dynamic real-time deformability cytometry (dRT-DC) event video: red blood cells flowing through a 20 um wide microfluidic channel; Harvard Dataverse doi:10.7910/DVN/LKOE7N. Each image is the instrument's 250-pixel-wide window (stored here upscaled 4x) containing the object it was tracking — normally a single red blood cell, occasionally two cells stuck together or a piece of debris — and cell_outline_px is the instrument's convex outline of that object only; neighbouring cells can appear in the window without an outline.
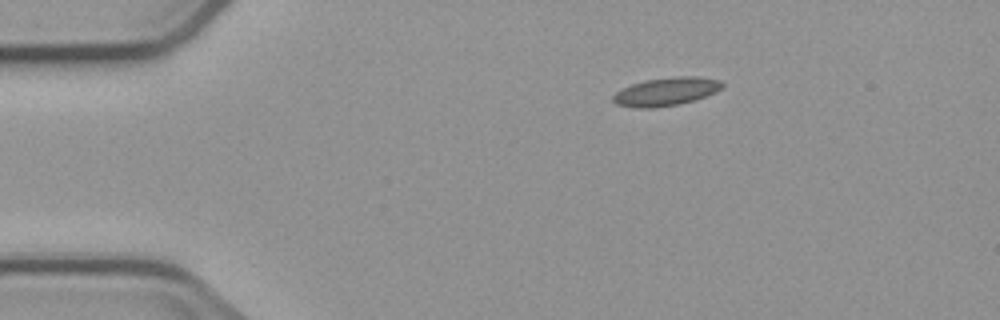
{"species": "common noctule bat (a hibernating species)", "species_latin": "Nyctalus noctula", "temperature_condition": "cold", "stored_images_in_passage": 3, "segment_of_instrument_passage": [1, 2], "camera_frame_rate_fps": 3000, "um_per_image_px": 0.085, "animal": {"sex": "male", "body_mass_g": 23.1, "forearm_length_mm": 52.7}, "frame": {"image": 1, "passage_image": 1, "time_ms": 0.0, "image_size_px": [1000, 320], "cell_outline_px": [[724, 88], [716, 92], [680, 104], [652, 108], [632, 108], [616, 104], [612, 100], [612, 96], [616, 92], [632, 84], [644, 80], [676, 76], [700, 76], [720, 80], [724, 84]], "centroid_in_image_um": [56.63, 7.78], "position_along_channel_um": 28.4, "area_um2": 18.09}}